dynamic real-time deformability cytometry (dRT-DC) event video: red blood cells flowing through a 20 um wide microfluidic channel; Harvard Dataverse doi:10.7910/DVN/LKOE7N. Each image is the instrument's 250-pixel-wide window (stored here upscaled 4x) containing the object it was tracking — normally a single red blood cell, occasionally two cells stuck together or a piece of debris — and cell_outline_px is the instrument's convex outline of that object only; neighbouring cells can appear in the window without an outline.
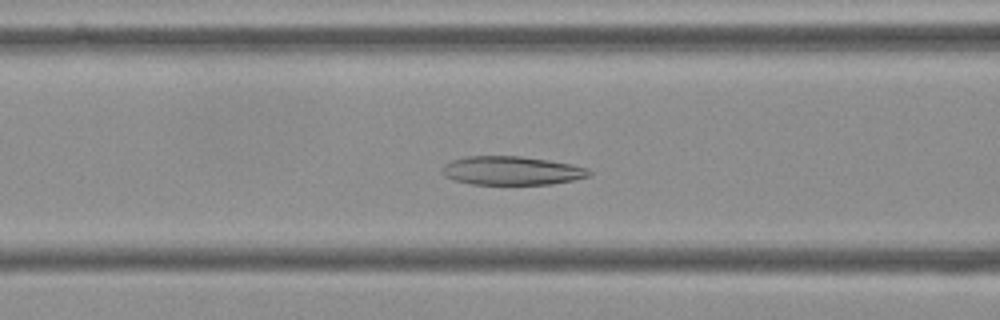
{"species": "Egyptian fruit bat (a non-hibernating species)", "species_latin": "Rousettus aegyptiacus", "temperature_condition": "cold", "stored_images_in_passage": 41, "camera_frame_rate_fps": 3000, "um_per_image_px": 0.085, "frame": {"image": 1, "passage_image": 7, "time_ms": 2.0, "image_size_px": [1000, 320], "cell_outline_px": [[592, 172], [588, 176], [572, 180], [552, 184], [472, 184], [456, 180], [444, 176], [440, 172], [440, 168], [444, 164], [452, 160], [464, 156], [520, 156], [548, 160], [572, 164], [588, 168]], "centroid_in_image_um": [43.46, 14.5], "position_along_channel_um": 123.1, "area_um2": 24.62}}
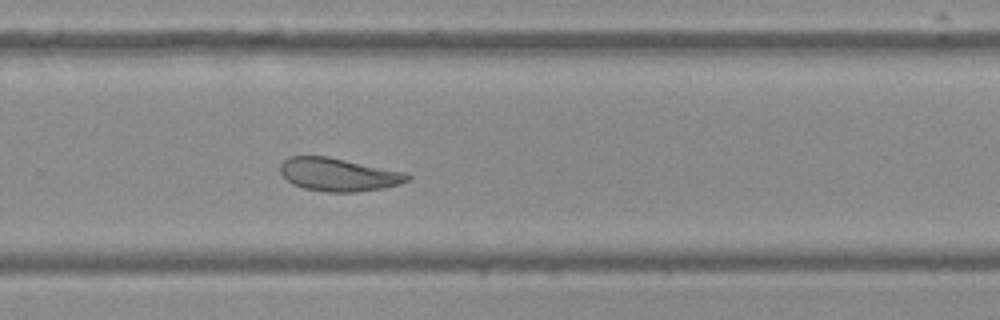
{"frame": {"image": 2, "passage_image": 22, "time_ms": 7.0, "image_size_px": [1000, 320], "cell_outline_px": [[412, 176], [408, 180], [400, 184], [384, 188], [356, 192], [328, 192], [304, 188], [292, 184], [280, 172], [280, 164], [288, 156], [328, 156], [408, 172]], "centroid_in_image_um": [28.81, 14.83], "position_along_channel_um": 301.0, "area_um2": 24.8}}
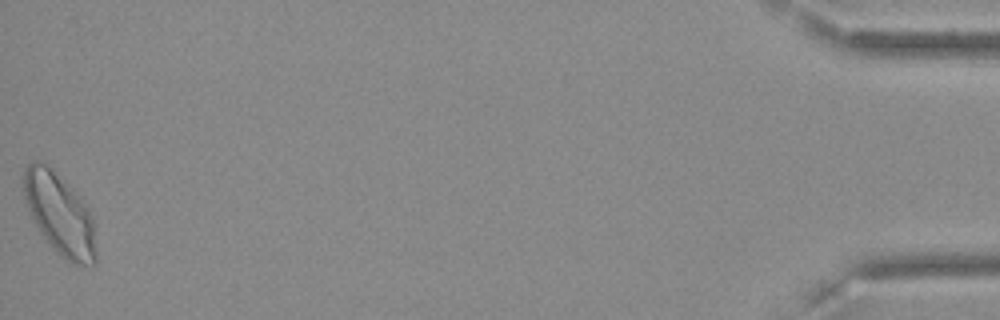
{"frame": {"image": 3, "passage_image": 41, "time_ms": 13.333, "image_size_px": [1000, 320], "cell_outline_px": [[96, 264], [92, 268], [72, 264], [60, 256], [52, 248], [40, 232], [32, 220], [24, 200], [20, 184], [20, 176], [24, 168], [28, 164], [36, 160], [44, 164], [80, 196], [92, 220], [96, 252]], "centroid_in_image_um": [5.01, 18.25], "position_along_channel_um": 430.2, "area_um2": 34.62}, "authors_computed_cell_mechanics": {"area_um2": 24.7962, "velocity_mm_per_s": 3.5715, "shape_relaxation_time_tau1_ms": 6.1532, "shape_relaxation_time_tau2_ms": 3.6455, "deformation_change_tau1": 0.1451, "deformation_change_tau2": 0.1083}}